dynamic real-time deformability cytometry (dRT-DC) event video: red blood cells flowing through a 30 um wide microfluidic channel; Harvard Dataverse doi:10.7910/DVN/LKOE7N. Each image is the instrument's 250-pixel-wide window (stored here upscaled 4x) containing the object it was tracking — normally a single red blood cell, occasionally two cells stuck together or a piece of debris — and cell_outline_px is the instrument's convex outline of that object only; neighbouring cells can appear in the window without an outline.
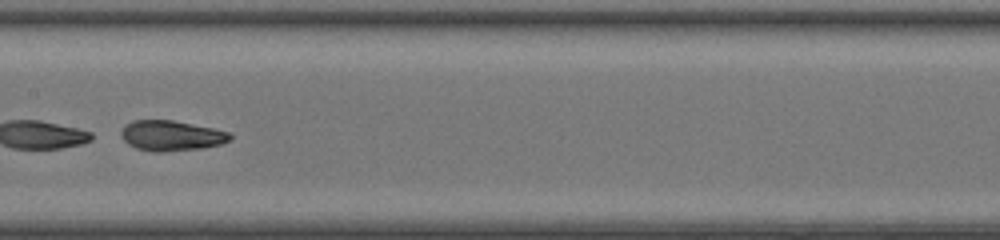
{"species": "common noctule bat (a hibernating species)", "species_latin": "Nyctalus noctula", "temperature_condition": "room temperature", "stored_images_in_passage": 51, "segment_of_instrument_passage": [2, 2], "camera_frame_rate_fps": 3000, "um_per_image_px": 0.085, "animal": {"sex": "female", "body_mass_g": 20.0, "forearm_length_mm": 54.0}, "frame": {"image": 1, "passage_image": 29, "time_ms": 9.333, "image_size_px": [1000, 240], "cell_outline_px": [[232, 140], [220, 144], [200, 148], [160, 152], [152, 152], [136, 148], [128, 144], [120, 136], [120, 132], [124, 124], [132, 120], [172, 120], [212, 128], [228, 132], [232, 136]], "centroid_in_image_um": [14.51, 11.53], "position_along_channel_um": 192.9, "area_um2": 19.25}}
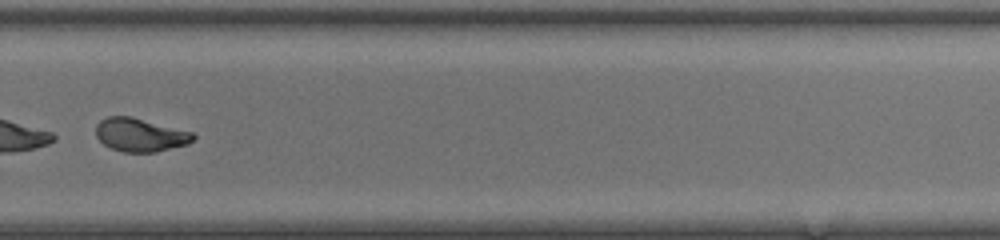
{"frame": {"image": 2, "passage_image": 38, "time_ms": 12.333, "image_size_px": [1000, 240], "cell_outline_px": [[196, 136], [188, 144], [156, 152], [124, 152], [112, 148], [104, 144], [96, 136], [96, 124], [100, 120], [108, 116], [132, 116], [192, 132]], "centroid_in_image_um": [11.91, 11.46], "position_along_channel_um": 317.9, "area_um2": 18.9}}